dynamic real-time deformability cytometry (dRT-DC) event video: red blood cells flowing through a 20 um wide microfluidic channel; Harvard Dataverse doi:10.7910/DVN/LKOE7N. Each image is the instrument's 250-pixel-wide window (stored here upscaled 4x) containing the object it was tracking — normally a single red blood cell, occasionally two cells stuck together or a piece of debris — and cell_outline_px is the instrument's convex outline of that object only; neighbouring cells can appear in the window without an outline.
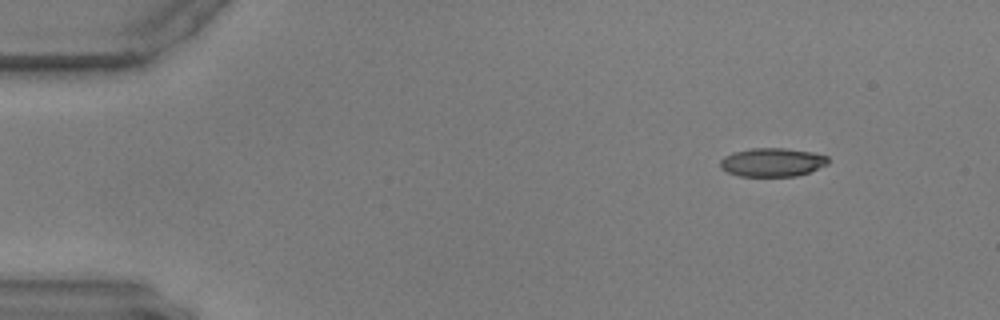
{"species": "common noctule bat (a hibernating species)", "species_latin": "Nyctalus noctula", "temperature_condition": "warm", "stored_images_in_passage": 22, "camera_frame_rate_fps": 3000, "um_per_image_px": 0.085, "animal": {"sex": "male", "body_mass_g": 17.9, "forearm_length_mm": 54.2}, "frame": {"image": 1, "passage_image": 1, "time_ms": 0.0, "image_size_px": [1000, 320], "cell_outline_px": [[828, 164], [808, 172], [796, 176], [740, 176], [728, 172], [720, 168], [720, 160], [724, 156], [736, 152], [752, 148], [784, 148], [812, 152], [828, 156]], "centroid_in_image_um": [65.64, 13.79], "position_along_channel_um": 19.4, "area_um2": 17.86}}
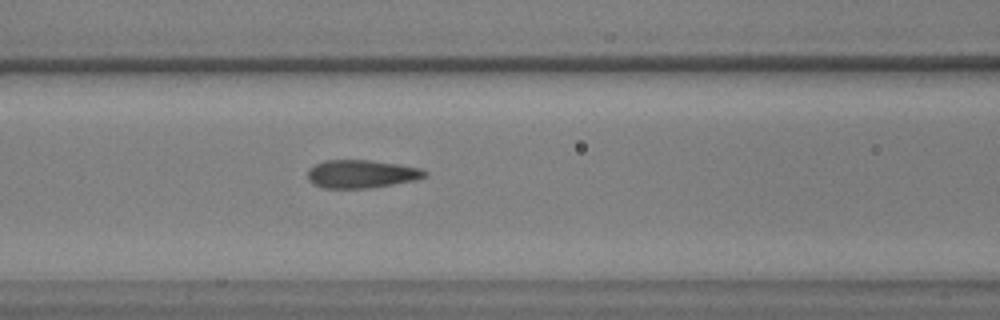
{"frame": {"image": 2, "passage_image": 19, "time_ms": 6.0, "image_size_px": [1000, 320], "cell_outline_px": [[428, 176], [416, 180], [372, 188], [324, 188], [312, 184], [308, 180], [308, 168], [324, 160], [372, 160], [400, 164], [420, 168], [428, 172]], "centroid_in_image_um": [30.74, 14.78], "position_along_channel_um": 135.9, "area_um2": 19.48}}
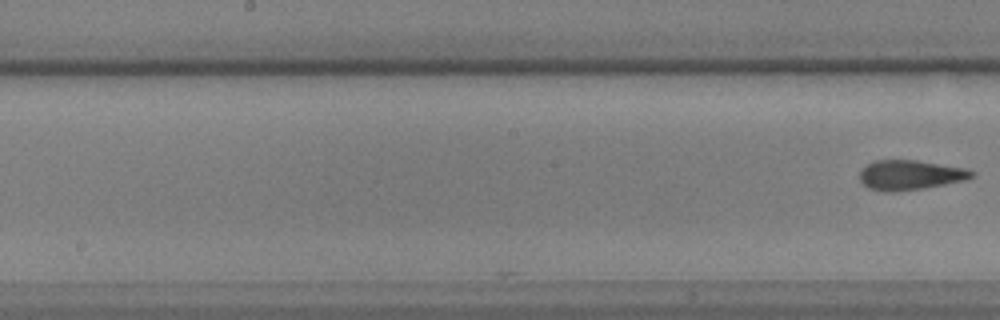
{"frame": {"image": 3, "passage_image": 22, "time_ms": 7.0, "image_size_px": [1000, 320], "cell_outline_px": [[976, 172], [972, 176], [964, 180], [924, 188], [896, 192], [884, 192], [868, 188], [860, 180], [860, 168], [876, 160], [916, 160], [968, 168]], "centroid_in_image_um": [77.35, 14.87], "position_along_channel_um": 170.9, "area_um2": 19.54}}